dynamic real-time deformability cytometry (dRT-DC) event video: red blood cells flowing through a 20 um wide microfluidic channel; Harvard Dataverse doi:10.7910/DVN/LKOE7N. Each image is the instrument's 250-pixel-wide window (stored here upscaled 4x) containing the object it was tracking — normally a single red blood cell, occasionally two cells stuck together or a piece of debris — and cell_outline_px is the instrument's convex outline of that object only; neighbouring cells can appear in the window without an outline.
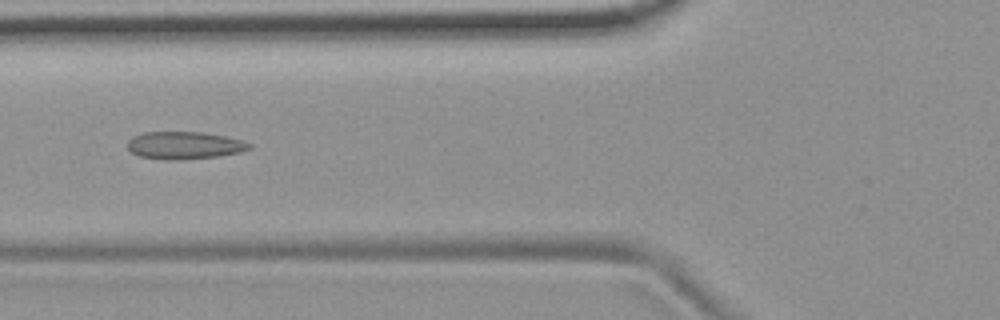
{"species": "common noctule bat (a hibernating species)", "species_latin": "Nyctalus noctula", "temperature_condition": "room temperature", "stored_images_in_passage": 48, "camera_frame_rate_fps": 3000, "um_per_image_px": 0.085, "animal": {"sex": "female", "body_mass_g": 19.9}, "frame": {"image": 1, "passage_image": 15, "time_ms": 4.667, "image_size_px": [1000, 320], "cell_outline_px": [[252, 148], [240, 152], [216, 156], [180, 160], [168, 160], [140, 156], [132, 152], [128, 148], [128, 140], [132, 136], [144, 132], [204, 132], [224, 136], [240, 140], [252, 144]], "centroid_in_image_um": [15.66, 12.35], "position_along_channel_um": 110.1, "area_um2": 19.42}}
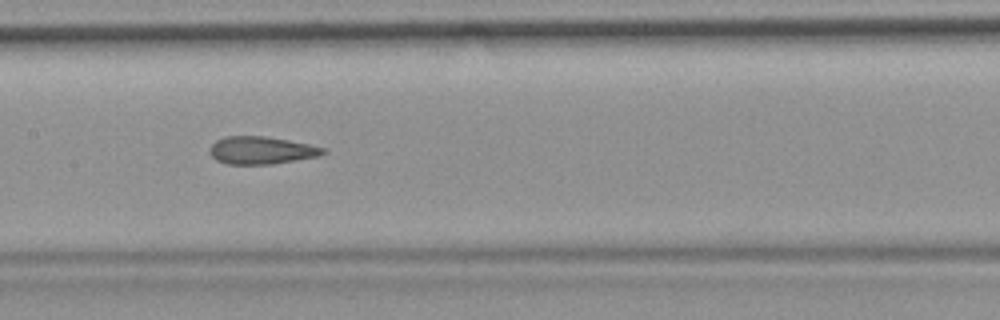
{"frame": {"image": 2, "passage_image": 21, "time_ms": 6.667, "image_size_px": [1000, 320], "cell_outline_px": [[328, 152], [320, 156], [272, 164], [228, 164], [216, 160], [208, 152], [208, 148], [216, 140], [224, 136], [264, 136], [288, 140], [308, 144], [324, 148]], "centroid_in_image_um": [22.19, 12.77], "position_along_channel_um": 185.2, "area_um2": 18.32}}
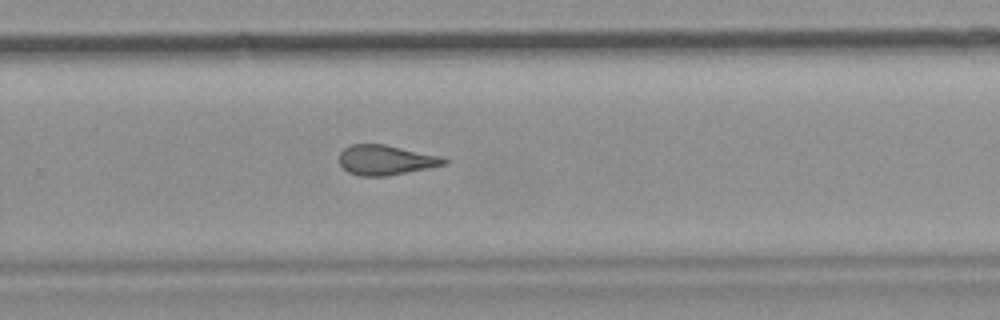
{"frame": {"image": 3, "passage_image": 30, "time_ms": 9.667, "image_size_px": [1000, 320], "cell_outline_px": [[448, 160], [444, 164], [388, 176], [360, 176], [348, 172], [340, 164], [340, 152], [344, 148], [352, 144], [384, 144], [444, 156]], "centroid_in_image_um": [32.78, 13.59], "position_along_channel_um": 297.0, "area_um2": 18.21}, "authors_computed_cell_mechanics": {"area_um2": 18.9873, "velocity_mm_per_s": 3.7487, "shape_relaxation_time_tau1_ms": null, "shape_relaxation_time_tau2_ms": 2.0097, "deformation_change_tau1": null, "deformation_change_tau2": 0.1119}}